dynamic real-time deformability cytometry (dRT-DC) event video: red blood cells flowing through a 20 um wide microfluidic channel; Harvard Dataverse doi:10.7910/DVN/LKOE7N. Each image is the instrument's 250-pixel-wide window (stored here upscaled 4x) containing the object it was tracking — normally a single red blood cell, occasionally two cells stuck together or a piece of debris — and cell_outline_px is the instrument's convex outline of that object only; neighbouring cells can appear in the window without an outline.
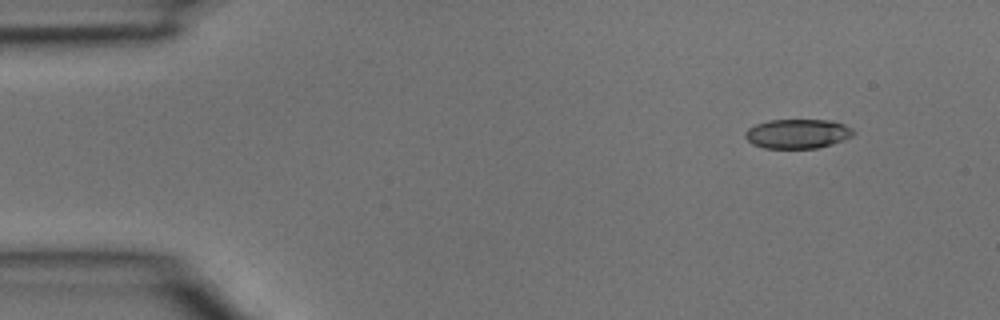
{"species": "common noctule bat (a hibernating species)", "species_latin": "Nyctalus noctula", "temperature_condition": "room temperature", "stored_images_in_passage": 3, "camera_frame_rate_fps": 3000, "um_per_image_px": 0.085, "animal": {"sex": "male", "body_mass_g": 15.6}, "frame": {"image": 1, "passage_image": 1, "time_ms": 0.0, "image_size_px": [1000, 320], "cell_outline_px": [[856, 132], [852, 136], [816, 148], [764, 148], [752, 144], [744, 136], [744, 132], [748, 128], [756, 124], [768, 120], [832, 120], [844, 124], [852, 128]], "centroid_in_image_um": [67.76, 11.35], "position_along_channel_um": 17.2, "area_um2": 18.44}}